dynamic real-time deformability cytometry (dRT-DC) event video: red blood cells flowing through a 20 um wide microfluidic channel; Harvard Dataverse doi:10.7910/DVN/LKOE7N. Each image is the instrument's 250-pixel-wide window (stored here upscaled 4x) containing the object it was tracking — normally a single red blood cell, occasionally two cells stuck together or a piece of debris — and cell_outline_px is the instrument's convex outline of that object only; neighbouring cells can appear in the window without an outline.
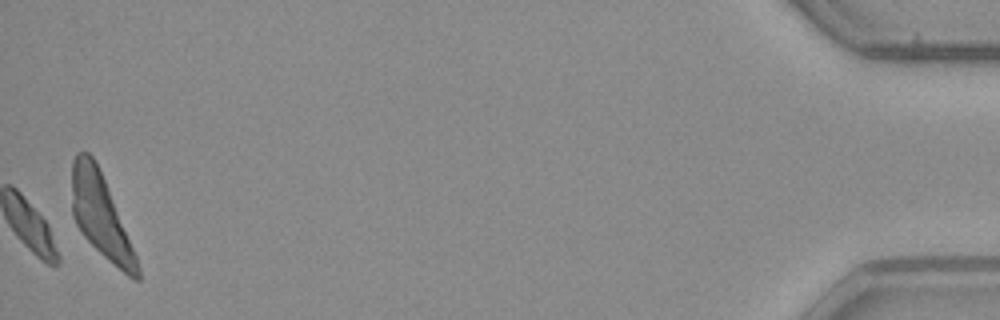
{"species": "common noctule bat (a hibernating species)", "species_latin": "Nyctalus noctula", "temperature_condition": "warm", "stored_images_in_passage": 48, "camera_frame_rate_fps": 3000, "um_per_image_px": 0.085, "animal": {"sex": "male", "body_mass_g": 23.1, "forearm_length_mm": 52.7}, "frame": {"image": 1, "passage_image": 48, "time_ms": 15.667, "image_size_px": [1000, 320], "cell_outline_px": [[140, 276], [132, 276], [120, 268], [80, 228], [76, 220], [72, 208], [72, 168], [76, 156], [84, 152], [96, 164], [100, 172], [132, 252]], "centroid_in_image_um": [8.45, 18.19], "position_along_channel_um": 426.7, "area_um2": 27.46}}